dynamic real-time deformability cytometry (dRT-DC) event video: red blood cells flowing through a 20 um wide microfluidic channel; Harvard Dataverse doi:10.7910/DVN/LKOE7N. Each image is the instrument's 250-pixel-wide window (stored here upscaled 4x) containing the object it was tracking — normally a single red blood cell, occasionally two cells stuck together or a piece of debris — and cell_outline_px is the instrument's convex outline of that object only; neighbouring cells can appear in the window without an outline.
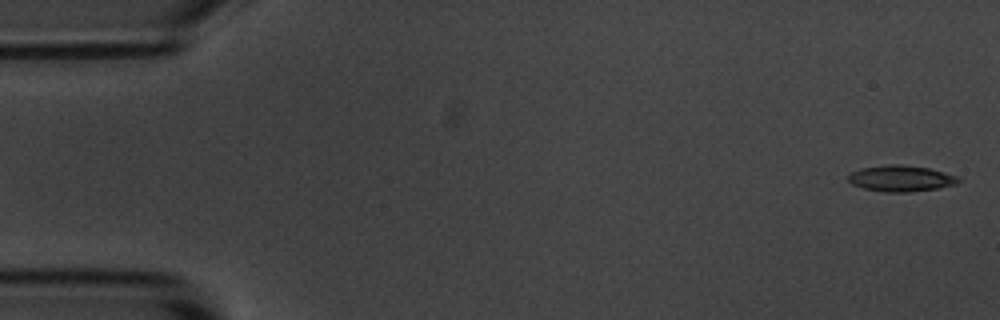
{"species": "common noctule bat (a hibernating species)", "species_latin": "Nyctalus noctula", "temperature_condition": "room temperature", "stored_images_in_passage": 4, "camera_frame_rate_fps": 3000, "um_per_image_px": 0.085, "animal": {"sex": "male", "body_mass_g": 20.1, "forearm_length_mm": 53.5}, "frame": {"image": 1, "passage_image": 1, "time_ms": 0.0, "image_size_px": [1000, 320], "cell_outline_px": [[960, 180], [956, 184], [936, 188], [908, 192], [888, 192], [864, 188], [852, 184], [848, 180], [848, 176], [852, 172], [864, 168], [892, 164], [900, 164], [928, 168], [944, 172], [956, 176]], "centroid_in_image_um": [76.58, 15.17], "position_along_channel_um": 8.4, "area_um2": 16.36}}